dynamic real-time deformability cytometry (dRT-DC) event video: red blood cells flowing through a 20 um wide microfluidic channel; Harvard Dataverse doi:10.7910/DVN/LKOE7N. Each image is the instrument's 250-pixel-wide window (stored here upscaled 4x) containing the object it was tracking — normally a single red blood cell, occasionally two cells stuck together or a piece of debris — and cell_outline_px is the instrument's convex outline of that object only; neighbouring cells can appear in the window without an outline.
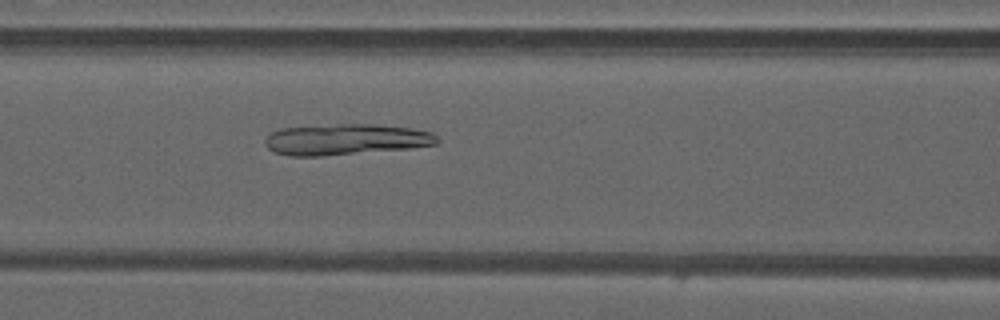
{"species": "common noctule bat (a hibernating species)", "species_latin": "Nyctalus noctula", "temperature_condition": "warm", "stored_images_in_passage": 49, "camera_frame_rate_fps": 3000, "um_per_image_px": 0.085, "animal": {"sex": "male", "forearm_length_mm": 52.5}, "frame": {"image": 1, "passage_image": 21, "time_ms": 6.667, "image_size_px": [1000, 320], "cell_outline_px": [[440, 140], [436, 144], [408, 148], [324, 156], [288, 156], [276, 152], [268, 148], [264, 144], [264, 140], [272, 132], [280, 128], [340, 124], [376, 124], [412, 128], [432, 132]], "centroid_in_image_um": [29.38, 11.85], "position_along_channel_um": 137.2, "area_um2": 31.04}}
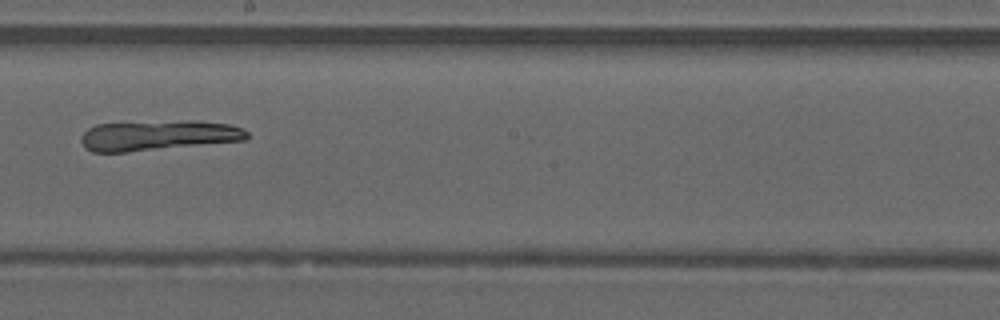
{"frame": {"image": 2, "passage_image": 28, "time_ms": 9.0, "image_size_px": [1000, 320], "cell_outline_px": [[248, 140], [128, 152], [92, 152], [84, 148], [80, 140], [80, 136], [88, 128], [96, 124], [184, 120], [196, 120], [228, 124], [240, 128], [248, 132]], "centroid_in_image_um": [13.42, 11.51], "position_along_channel_um": 234.8, "area_um2": 29.42}}
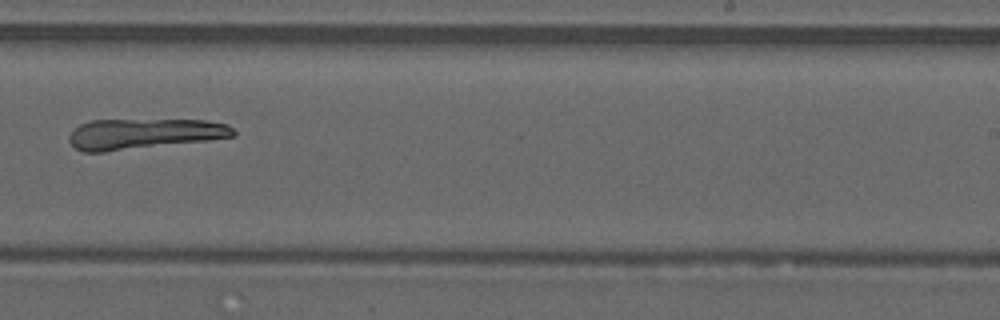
{"frame": {"image": 3, "passage_image": 31, "time_ms": 10.0, "image_size_px": [1000, 320], "cell_outline_px": [[236, 136], [208, 140], [104, 152], [84, 152], [76, 148], [68, 140], [68, 136], [80, 124], [92, 120], [208, 120], [228, 124], [236, 132]], "centroid_in_image_um": [12.26, 11.37], "position_along_channel_um": 276.7, "area_um2": 29.13}}